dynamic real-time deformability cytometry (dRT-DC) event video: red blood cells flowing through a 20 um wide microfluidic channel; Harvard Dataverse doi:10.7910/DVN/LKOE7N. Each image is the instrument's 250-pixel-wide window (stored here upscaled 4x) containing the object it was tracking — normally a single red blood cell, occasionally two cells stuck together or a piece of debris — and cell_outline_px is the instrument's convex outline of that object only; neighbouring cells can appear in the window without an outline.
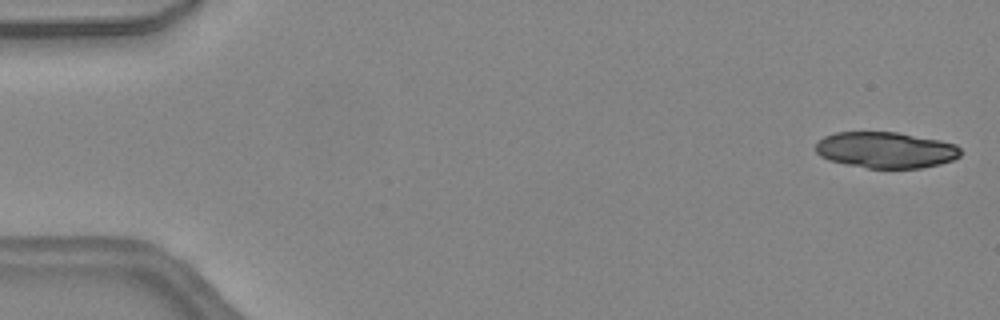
{"species": "common noctule bat (a hibernating species)", "species_latin": "Nyctalus noctula", "temperature_condition": "warm", "stored_images_in_passage": 45, "camera_frame_rate_fps": 3000, "um_per_image_px": 0.085, "animal": {"sex": "female", "body_mass_g": 24.6, "forearm_length_mm": 56.2}, "frame": {"image": 1, "passage_image": 1, "time_ms": 0.0, "image_size_px": [1000, 320], "cell_outline_px": [[960, 156], [952, 160], [940, 164], [920, 168], [868, 168], [828, 160], [820, 156], [816, 152], [816, 144], [824, 136], [836, 132], [896, 132], [940, 140], [956, 144], [960, 148]], "centroid_in_image_um": [75.29, 12.75], "position_along_channel_um": 9.7, "area_um2": 30.46}}
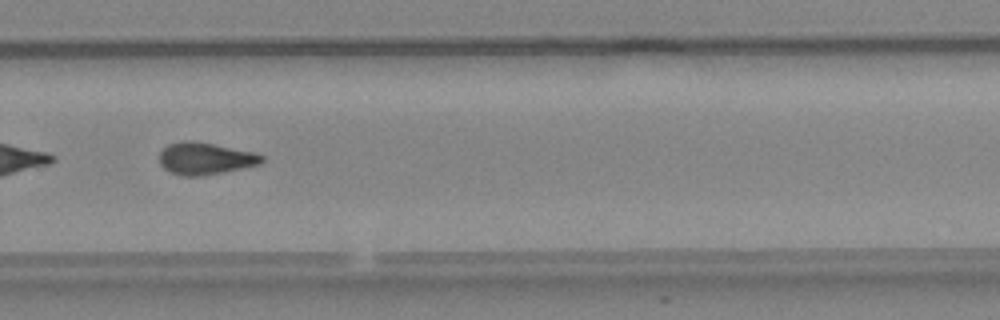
{"frame": {"image": 2, "passage_image": 31, "time_ms": 10.0, "image_size_px": [1000, 320], "cell_outline_px": [[264, 160], [260, 164], [244, 168], [224, 172], [200, 176], [180, 176], [164, 168], [160, 164], [160, 152], [168, 144], [188, 140], [192, 140], [256, 152], [264, 156]], "centroid_in_image_um": [17.48, 13.47], "position_along_channel_um": 312.3, "area_um2": 19.19}}
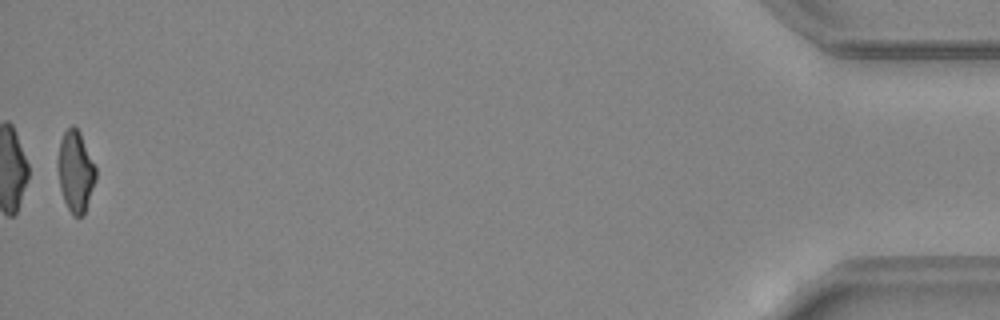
{"frame": {"image": 3, "passage_image": 45, "time_ms": 14.667, "image_size_px": [1000, 320], "cell_outline_px": [[96, 180], [84, 216], [72, 216], [64, 200], [60, 188], [56, 164], [56, 160], [60, 140], [64, 132], [72, 124], [80, 132], [96, 168]], "centroid_in_image_um": [6.41, 14.58], "position_along_channel_um": 428.8, "area_um2": 18.21}, "authors_computed_cell_mechanics": {"area_um2": 19.3052, "velocity_mm_per_s": 4.5401, "shape_relaxation_time_tau1_ms": null, "shape_relaxation_time_tau2_ms": 5.4082, "deformation_change_tau1": null, "deformation_change_tau2": 0.1451}}